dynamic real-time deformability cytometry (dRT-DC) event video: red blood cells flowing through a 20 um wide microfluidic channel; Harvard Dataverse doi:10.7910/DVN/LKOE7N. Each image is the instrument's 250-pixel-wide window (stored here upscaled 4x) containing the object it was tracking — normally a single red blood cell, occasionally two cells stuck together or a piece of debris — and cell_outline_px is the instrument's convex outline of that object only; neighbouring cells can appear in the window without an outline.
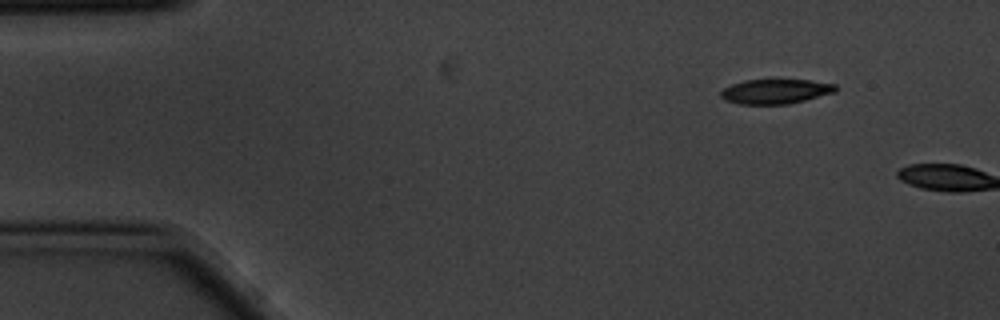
{"species": "common noctule bat (a hibernating species)", "species_latin": "Nyctalus noctula", "temperature_condition": "cold", "stored_images_in_passage": 2, "camera_frame_rate_fps": 3000, "um_per_image_px": 0.085, "animal": {"sex": "male", "body_mass_g": 20.1, "forearm_length_mm": 53.5}, "frame": {"image": 1, "passage_image": 1, "time_ms": 0.0, "image_size_px": [1000, 320], "cell_outline_px": [[836, 92], [788, 104], [740, 104], [724, 100], [720, 96], [720, 92], [724, 88], [732, 84], [744, 80], [776, 76], [812, 80], [836, 84]], "centroid_in_image_um": [65.92, 7.71], "position_along_channel_um": 19.1, "area_um2": 17.46}}